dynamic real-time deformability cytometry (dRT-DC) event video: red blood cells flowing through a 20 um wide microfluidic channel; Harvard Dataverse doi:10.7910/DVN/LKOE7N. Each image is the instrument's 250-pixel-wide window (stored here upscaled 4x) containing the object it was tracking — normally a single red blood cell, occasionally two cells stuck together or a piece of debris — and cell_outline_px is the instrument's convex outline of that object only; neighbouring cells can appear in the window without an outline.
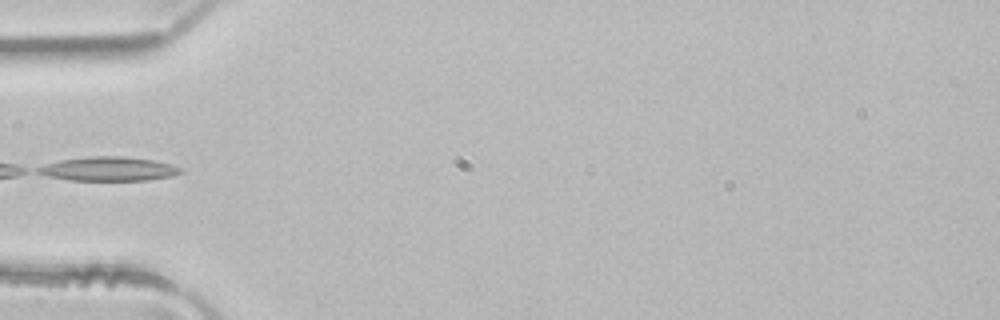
{"species": "common noctule bat (a hibernating species)", "species_latin": "Nyctalus noctula", "temperature_condition": "room temperature", "stored_images_in_passage": 3, "camera_frame_rate_fps": 3000, "um_per_image_px": 0.085, "animal": {"sex": "male", "body_mass_g": 21.5, "forearm_length_mm": 52.0}, "frame": {"image": 1, "passage_image": 3, "time_ms": 0.667, "image_size_px": [1000, 320], "cell_outline_px": [[184, 172], [168, 176], [148, 180], [68, 180], [48, 176], [36, 172], [36, 168], [60, 160], [92, 156], [120, 156], [152, 160], [172, 164], [180, 168]], "centroid_in_image_um": [9.22, 14.35], "position_along_channel_um": 75.8, "area_um2": 19.71}}